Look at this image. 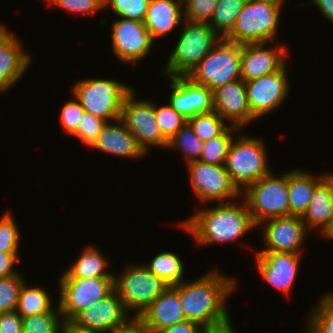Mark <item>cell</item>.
Instances as JSON below:
<instances>
[{
	"label": "cell",
	"instance_id": "db71d44e",
	"mask_svg": "<svg viewBox=\"0 0 333 333\" xmlns=\"http://www.w3.org/2000/svg\"><path fill=\"white\" fill-rule=\"evenodd\" d=\"M251 1H266V2H272V3H286L288 0H251Z\"/></svg>",
	"mask_w": 333,
	"mask_h": 333
},
{
	"label": "cell",
	"instance_id": "f5cc1de1",
	"mask_svg": "<svg viewBox=\"0 0 333 333\" xmlns=\"http://www.w3.org/2000/svg\"><path fill=\"white\" fill-rule=\"evenodd\" d=\"M9 29L8 25L4 24V22L0 23V37Z\"/></svg>",
	"mask_w": 333,
	"mask_h": 333
},
{
	"label": "cell",
	"instance_id": "3957f363",
	"mask_svg": "<svg viewBox=\"0 0 333 333\" xmlns=\"http://www.w3.org/2000/svg\"><path fill=\"white\" fill-rule=\"evenodd\" d=\"M179 37L160 75L169 77L188 76L197 64L222 39L204 22L183 19Z\"/></svg>",
	"mask_w": 333,
	"mask_h": 333
},
{
	"label": "cell",
	"instance_id": "ba28073f",
	"mask_svg": "<svg viewBox=\"0 0 333 333\" xmlns=\"http://www.w3.org/2000/svg\"><path fill=\"white\" fill-rule=\"evenodd\" d=\"M274 171L241 193L256 226L271 218L289 216L288 171L278 176Z\"/></svg>",
	"mask_w": 333,
	"mask_h": 333
},
{
	"label": "cell",
	"instance_id": "e0dca14e",
	"mask_svg": "<svg viewBox=\"0 0 333 333\" xmlns=\"http://www.w3.org/2000/svg\"><path fill=\"white\" fill-rule=\"evenodd\" d=\"M255 267L268 285L289 297L300 271L303 255L289 252H255Z\"/></svg>",
	"mask_w": 333,
	"mask_h": 333
},
{
	"label": "cell",
	"instance_id": "d4e9b609",
	"mask_svg": "<svg viewBox=\"0 0 333 333\" xmlns=\"http://www.w3.org/2000/svg\"><path fill=\"white\" fill-rule=\"evenodd\" d=\"M333 218V177L328 174L314 189L310 204L301 217L309 232L321 234Z\"/></svg>",
	"mask_w": 333,
	"mask_h": 333
},
{
	"label": "cell",
	"instance_id": "9c48e42d",
	"mask_svg": "<svg viewBox=\"0 0 333 333\" xmlns=\"http://www.w3.org/2000/svg\"><path fill=\"white\" fill-rule=\"evenodd\" d=\"M241 45L222 38L187 76L211 91L241 79Z\"/></svg>",
	"mask_w": 333,
	"mask_h": 333
},
{
	"label": "cell",
	"instance_id": "ee69618b",
	"mask_svg": "<svg viewBox=\"0 0 333 333\" xmlns=\"http://www.w3.org/2000/svg\"><path fill=\"white\" fill-rule=\"evenodd\" d=\"M21 258L19 253L0 252V278L19 274L20 269L16 268Z\"/></svg>",
	"mask_w": 333,
	"mask_h": 333
},
{
	"label": "cell",
	"instance_id": "8992f818",
	"mask_svg": "<svg viewBox=\"0 0 333 333\" xmlns=\"http://www.w3.org/2000/svg\"><path fill=\"white\" fill-rule=\"evenodd\" d=\"M283 5L286 4L247 0L234 28L224 39L240 45L277 42Z\"/></svg>",
	"mask_w": 333,
	"mask_h": 333
},
{
	"label": "cell",
	"instance_id": "ffe728a7",
	"mask_svg": "<svg viewBox=\"0 0 333 333\" xmlns=\"http://www.w3.org/2000/svg\"><path fill=\"white\" fill-rule=\"evenodd\" d=\"M18 37L10 29L0 37V94L7 93L24 78L33 63L32 54L23 49Z\"/></svg>",
	"mask_w": 333,
	"mask_h": 333
},
{
	"label": "cell",
	"instance_id": "8fae6325",
	"mask_svg": "<svg viewBox=\"0 0 333 333\" xmlns=\"http://www.w3.org/2000/svg\"><path fill=\"white\" fill-rule=\"evenodd\" d=\"M133 89L122 104L120 119L148 155L149 149H166L168 141L163 137L155 116V102L141 99Z\"/></svg>",
	"mask_w": 333,
	"mask_h": 333
},
{
	"label": "cell",
	"instance_id": "8d00e7d4",
	"mask_svg": "<svg viewBox=\"0 0 333 333\" xmlns=\"http://www.w3.org/2000/svg\"><path fill=\"white\" fill-rule=\"evenodd\" d=\"M14 218L11 210L0 216V252L19 253L22 237Z\"/></svg>",
	"mask_w": 333,
	"mask_h": 333
},
{
	"label": "cell",
	"instance_id": "4316f807",
	"mask_svg": "<svg viewBox=\"0 0 333 333\" xmlns=\"http://www.w3.org/2000/svg\"><path fill=\"white\" fill-rule=\"evenodd\" d=\"M82 252L62 271L59 278H91V277H114V271L111 270L112 262L104 256L97 245L87 244Z\"/></svg>",
	"mask_w": 333,
	"mask_h": 333
},
{
	"label": "cell",
	"instance_id": "83f0119b",
	"mask_svg": "<svg viewBox=\"0 0 333 333\" xmlns=\"http://www.w3.org/2000/svg\"><path fill=\"white\" fill-rule=\"evenodd\" d=\"M151 261L143 264L168 286H175L186 280L185 264L180 255L172 251L158 252Z\"/></svg>",
	"mask_w": 333,
	"mask_h": 333
},
{
	"label": "cell",
	"instance_id": "9a60e30c",
	"mask_svg": "<svg viewBox=\"0 0 333 333\" xmlns=\"http://www.w3.org/2000/svg\"><path fill=\"white\" fill-rule=\"evenodd\" d=\"M257 227H262V236L259 237L264 245L263 249L255 252H289L302 255L307 236L311 234L298 216L271 218Z\"/></svg>",
	"mask_w": 333,
	"mask_h": 333
},
{
	"label": "cell",
	"instance_id": "681fc988",
	"mask_svg": "<svg viewBox=\"0 0 333 333\" xmlns=\"http://www.w3.org/2000/svg\"><path fill=\"white\" fill-rule=\"evenodd\" d=\"M231 316L224 322L206 327L203 333H238Z\"/></svg>",
	"mask_w": 333,
	"mask_h": 333
},
{
	"label": "cell",
	"instance_id": "f907efd6",
	"mask_svg": "<svg viewBox=\"0 0 333 333\" xmlns=\"http://www.w3.org/2000/svg\"><path fill=\"white\" fill-rule=\"evenodd\" d=\"M60 333H101V332L89 329H83L76 326L71 321H64Z\"/></svg>",
	"mask_w": 333,
	"mask_h": 333
},
{
	"label": "cell",
	"instance_id": "4fadbf2b",
	"mask_svg": "<svg viewBox=\"0 0 333 333\" xmlns=\"http://www.w3.org/2000/svg\"><path fill=\"white\" fill-rule=\"evenodd\" d=\"M110 27L111 51L120 64L136 66L148 57L155 46L142 21L116 17ZM138 63V64H137Z\"/></svg>",
	"mask_w": 333,
	"mask_h": 333
},
{
	"label": "cell",
	"instance_id": "7dc6e473",
	"mask_svg": "<svg viewBox=\"0 0 333 333\" xmlns=\"http://www.w3.org/2000/svg\"><path fill=\"white\" fill-rule=\"evenodd\" d=\"M204 327L197 322L185 320L173 326L158 330L156 333H203Z\"/></svg>",
	"mask_w": 333,
	"mask_h": 333
},
{
	"label": "cell",
	"instance_id": "52a82bcc",
	"mask_svg": "<svg viewBox=\"0 0 333 333\" xmlns=\"http://www.w3.org/2000/svg\"><path fill=\"white\" fill-rule=\"evenodd\" d=\"M129 262L114 274V289L126 310L132 316H140L168 285L151 273L143 262Z\"/></svg>",
	"mask_w": 333,
	"mask_h": 333
},
{
	"label": "cell",
	"instance_id": "5b68a950",
	"mask_svg": "<svg viewBox=\"0 0 333 333\" xmlns=\"http://www.w3.org/2000/svg\"><path fill=\"white\" fill-rule=\"evenodd\" d=\"M126 84L111 77L78 79L70 87V93L85 112L112 122L120 118L125 97L134 89L132 85Z\"/></svg>",
	"mask_w": 333,
	"mask_h": 333
},
{
	"label": "cell",
	"instance_id": "e575fe53",
	"mask_svg": "<svg viewBox=\"0 0 333 333\" xmlns=\"http://www.w3.org/2000/svg\"><path fill=\"white\" fill-rule=\"evenodd\" d=\"M188 123L203 142L220 136L230 126L215 111L195 115L188 119Z\"/></svg>",
	"mask_w": 333,
	"mask_h": 333
},
{
	"label": "cell",
	"instance_id": "7bdbcfd3",
	"mask_svg": "<svg viewBox=\"0 0 333 333\" xmlns=\"http://www.w3.org/2000/svg\"><path fill=\"white\" fill-rule=\"evenodd\" d=\"M218 0H183L184 19L209 23Z\"/></svg>",
	"mask_w": 333,
	"mask_h": 333
},
{
	"label": "cell",
	"instance_id": "f35d334b",
	"mask_svg": "<svg viewBox=\"0 0 333 333\" xmlns=\"http://www.w3.org/2000/svg\"><path fill=\"white\" fill-rule=\"evenodd\" d=\"M149 2L150 0H103V10L110 8L117 17L143 22Z\"/></svg>",
	"mask_w": 333,
	"mask_h": 333
},
{
	"label": "cell",
	"instance_id": "7402d4cb",
	"mask_svg": "<svg viewBox=\"0 0 333 333\" xmlns=\"http://www.w3.org/2000/svg\"><path fill=\"white\" fill-rule=\"evenodd\" d=\"M89 148L122 159L142 160L148 156L120 118L106 122L101 133Z\"/></svg>",
	"mask_w": 333,
	"mask_h": 333
},
{
	"label": "cell",
	"instance_id": "30bf717a",
	"mask_svg": "<svg viewBox=\"0 0 333 333\" xmlns=\"http://www.w3.org/2000/svg\"><path fill=\"white\" fill-rule=\"evenodd\" d=\"M58 299L64 321L101 301L114 290V277L59 278Z\"/></svg>",
	"mask_w": 333,
	"mask_h": 333
},
{
	"label": "cell",
	"instance_id": "d6a6232c",
	"mask_svg": "<svg viewBox=\"0 0 333 333\" xmlns=\"http://www.w3.org/2000/svg\"><path fill=\"white\" fill-rule=\"evenodd\" d=\"M239 131H241L239 128L229 126L220 136L205 141L199 161L213 165H225L229 146Z\"/></svg>",
	"mask_w": 333,
	"mask_h": 333
},
{
	"label": "cell",
	"instance_id": "836d02e7",
	"mask_svg": "<svg viewBox=\"0 0 333 333\" xmlns=\"http://www.w3.org/2000/svg\"><path fill=\"white\" fill-rule=\"evenodd\" d=\"M49 312L22 317V330L27 333H60L63 317L59 302Z\"/></svg>",
	"mask_w": 333,
	"mask_h": 333
},
{
	"label": "cell",
	"instance_id": "2e32d148",
	"mask_svg": "<svg viewBox=\"0 0 333 333\" xmlns=\"http://www.w3.org/2000/svg\"><path fill=\"white\" fill-rule=\"evenodd\" d=\"M289 52L285 42L282 43L280 41L242 44L240 59L241 79L247 82L266 74L278 72L287 64L290 57Z\"/></svg>",
	"mask_w": 333,
	"mask_h": 333
},
{
	"label": "cell",
	"instance_id": "ac0fdd59",
	"mask_svg": "<svg viewBox=\"0 0 333 333\" xmlns=\"http://www.w3.org/2000/svg\"><path fill=\"white\" fill-rule=\"evenodd\" d=\"M169 80L167 102L186 119L214 111L213 92L205 85L197 84L187 76L169 77Z\"/></svg>",
	"mask_w": 333,
	"mask_h": 333
},
{
	"label": "cell",
	"instance_id": "816d5d0a",
	"mask_svg": "<svg viewBox=\"0 0 333 333\" xmlns=\"http://www.w3.org/2000/svg\"><path fill=\"white\" fill-rule=\"evenodd\" d=\"M320 235L323 239H326L328 241L329 239L331 241L333 240V218Z\"/></svg>",
	"mask_w": 333,
	"mask_h": 333
},
{
	"label": "cell",
	"instance_id": "484cf974",
	"mask_svg": "<svg viewBox=\"0 0 333 333\" xmlns=\"http://www.w3.org/2000/svg\"><path fill=\"white\" fill-rule=\"evenodd\" d=\"M329 174H312L305 169L288 170L289 216L302 217L306 212L315 187Z\"/></svg>",
	"mask_w": 333,
	"mask_h": 333
},
{
	"label": "cell",
	"instance_id": "c3c4849f",
	"mask_svg": "<svg viewBox=\"0 0 333 333\" xmlns=\"http://www.w3.org/2000/svg\"><path fill=\"white\" fill-rule=\"evenodd\" d=\"M313 5L320 11L324 18L333 25V0H310L306 3H301L298 7Z\"/></svg>",
	"mask_w": 333,
	"mask_h": 333
},
{
	"label": "cell",
	"instance_id": "7a4b0ae2",
	"mask_svg": "<svg viewBox=\"0 0 333 333\" xmlns=\"http://www.w3.org/2000/svg\"><path fill=\"white\" fill-rule=\"evenodd\" d=\"M214 268V269H213ZM195 280L172 286L178 293L186 320L204 328L226 321L231 315L228 300L238 288V277L213 267Z\"/></svg>",
	"mask_w": 333,
	"mask_h": 333
},
{
	"label": "cell",
	"instance_id": "7c38bea8",
	"mask_svg": "<svg viewBox=\"0 0 333 333\" xmlns=\"http://www.w3.org/2000/svg\"><path fill=\"white\" fill-rule=\"evenodd\" d=\"M185 166L193 195L202 205L209 202H231L241 196V192L231 181L225 165L207 164L198 160Z\"/></svg>",
	"mask_w": 333,
	"mask_h": 333
},
{
	"label": "cell",
	"instance_id": "1f68e13d",
	"mask_svg": "<svg viewBox=\"0 0 333 333\" xmlns=\"http://www.w3.org/2000/svg\"><path fill=\"white\" fill-rule=\"evenodd\" d=\"M204 142L194 133L187 122L169 141L167 150L180 151L183 160L188 164L200 159Z\"/></svg>",
	"mask_w": 333,
	"mask_h": 333
},
{
	"label": "cell",
	"instance_id": "d6986e66",
	"mask_svg": "<svg viewBox=\"0 0 333 333\" xmlns=\"http://www.w3.org/2000/svg\"><path fill=\"white\" fill-rule=\"evenodd\" d=\"M212 92L214 111L230 126L242 130L256 121L252 117L246 85L242 79L220 86Z\"/></svg>",
	"mask_w": 333,
	"mask_h": 333
},
{
	"label": "cell",
	"instance_id": "277c9868",
	"mask_svg": "<svg viewBox=\"0 0 333 333\" xmlns=\"http://www.w3.org/2000/svg\"><path fill=\"white\" fill-rule=\"evenodd\" d=\"M240 132L229 146L225 168L233 184L242 193L249 185L269 174L272 166L267 158L268 147L264 138Z\"/></svg>",
	"mask_w": 333,
	"mask_h": 333
},
{
	"label": "cell",
	"instance_id": "d590c367",
	"mask_svg": "<svg viewBox=\"0 0 333 333\" xmlns=\"http://www.w3.org/2000/svg\"><path fill=\"white\" fill-rule=\"evenodd\" d=\"M155 116L163 137L169 141L187 122L183 115L174 110L166 101V104L155 102Z\"/></svg>",
	"mask_w": 333,
	"mask_h": 333
},
{
	"label": "cell",
	"instance_id": "603a6c76",
	"mask_svg": "<svg viewBox=\"0 0 333 333\" xmlns=\"http://www.w3.org/2000/svg\"><path fill=\"white\" fill-rule=\"evenodd\" d=\"M150 333L186 320L179 293L168 286L139 316Z\"/></svg>",
	"mask_w": 333,
	"mask_h": 333
},
{
	"label": "cell",
	"instance_id": "f6af8a7d",
	"mask_svg": "<svg viewBox=\"0 0 333 333\" xmlns=\"http://www.w3.org/2000/svg\"><path fill=\"white\" fill-rule=\"evenodd\" d=\"M22 331V317L16 312L0 314V333H20Z\"/></svg>",
	"mask_w": 333,
	"mask_h": 333
},
{
	"label": "cell",
	"instance_id": "f546056e",
	"mask_svg": "<svg viewBox=\"0 0 333 333\" xmlns=\"http://www.w3.org/2000/svg\"><path fill=\"white\" fill-rule=\"evenodd\" d=\"M305 318V333H333V291L325 292ZM306 323V324H305Z\"/></svg>",
	"mask_w": 333,
	"mask_h": 333
},
{
	"label": "cell",
	"instance_id": "f1b7e54d",
	"mask_svg": "<svg viewBox=\"0 0 333 333\" xmlns=\"http://www.w3.org/2000/svg\"><path fill=\"white\" fill-rule=\"evenodd\" d=\"M26 281L20 289L16 312L21 317H27L52 311L56 306L48 288L36 285L34 287V285H28L29 281Z\"/></svg>",
	"mask_w": 333,
	"mask_h": 333
},
{
	"label": "cell",
	"instance_id": "44dd1931",
	"mask_svg": "<svg viewBox=\"0 0 333 333\" xmlns=\"http://www.w3.org/2000/svg\"><path fill=\"white\" fill-rule=\"evenodd\" d=\"M129 314L114 289L101 301L80 312L71 322L80 328L104 333L125 323L132 317Z\"/></svg>",
	"mask_w": 333,
	"mask_h": 333
},
{
	"label": "cell",
	"instance_id": "bcb514c9",
	"mask_svg": "<svg viewBox=\"0 0 333 333\" xmlns=\"http://www.w3.org/2000/svg\"><path fill=\"white\" fill-rule=\"evenodd\" d=\"M104 333H150L139 316L130 317L125 323Z\"/></svg>",
	"mask_w": 333,
	"mask_h": 333
},
{
	"label": "cell",
	"instance_id": "cb8c5ba5",
	"mask_svg": "<svg viewBox=\"0 0 333 333\" xmlns=\"http://www.w3.org/2000/svg\"><path fill=\"white\" fill-rule=\"evenodd\" d=\"M183 19V0H150L143 22L156 42L159 37L173 34Z\"/></svg>",
	"mask_w": 333,
	"mask_h": 333
},
{
	"label": "cell",
	"instance_id": "b9f144b4",
	"mask_svg": "<svg viewBox=\"0 0 333 333\" xmlns=\"http://www.w3.org/2000/svg\"><path fill=\"white\" fill-rule=\"evenodd\" d=\"M106 121L96 117L88 112H84L81 122H79L77 131L72 135L88 148L94 143L101 133Z\"/></svg>",
	"mask_w": 333,
	"mask_h": 333
},
{
	"label": "cell",
	"instance_id": "4dcf8cb0",
	"mask_svg": "<svg viewBox=\"0 0 333 333\" xmlns=\"http://www.w3.org/2000/svg\"><path fill=\"white\" fill-rule=\"evenodd\" d=\"M247 0H218L213 17L208 25L221 37L225 38L234 28L239 13Z\"/></svg>",
	"mask_w": 333,
	"mask_h": 333
},
{
	"label": "cell",
	"instance_id": "74e56055",
	"mask_svg": "<svg viewBox=\"0 0 333 333\" xmlns=\"http://www.w3.org/2000/svg\"><path fill=\"white\" fill-rule=\"evenodd\" d=\"M21 272L9 277L0 278V312L16 311L21 286L25 276Z\"/></svg>",
	"mask_w": 333,
	"mask_h": 333
},
{
	"label": "cell",
	"instance_id": "ab89813d",
	"mask_svg": "<svg viewBox=\"0 0 333 333\" xmlns=\"http://www.w3.org/2000/svg\"><path fill=\"white\" fill-rule=\"evenodd\" d=\"M50 7H58L70 15L93 16L103 10V0H44Z\"/></svg>",
	"mask_w": 333,
	"mask_h": 333
},
{
	"label": "cell",
	"instance_id": "6da1fadb",
	"mask_svg": "<svg viewBox=\"0 0 333 333\" xmlns=\"http://www.w3.org/2000/svg\"><path fill=\"white\" fill-rule=\"evenodd\" d=\"M213 204L195 207L196 211L188 219L177 224L178 229L182 228L191 235L199 246L239 242L244 235L258 228L242 196L231 202L210 206Z\"/></svg>",
	"mask_w": 333,
	"mask_h": 333
},
{
	"label": "cell",
	"instance_id": "60d3db41",
	"mask_svg": "<svg viewBox=\"0 0 333 333\" xmlns=\"http://www.w3.org/2000/svg\"><path fill=\"white\" fill-rule=\"evenodd\" d=\"M71 95V99L68 98L67 101H64L59 115L62 130L70 137L77 131L79 122H81L85 112L76 97L73 94Z\"/></svg>",
	"mask_w": 333,
	"mask_h": 333
},
{
	"label": "cell",
	"instance_id": "5bb4252c",
	"mask_svg": "<svg viewBox=\"0 0 333 333\" xmlns=\"http://www.w3.org/2000/svg\"><path fill=\"white\" fill-rule=\"evenodd\" d=\"M288 63L278 72L245 82L252 117L257 121L279 110L289 97Z\"/></svg>",
	"mask_w": 333,
	"mask_h": 333
}]
</instances>
